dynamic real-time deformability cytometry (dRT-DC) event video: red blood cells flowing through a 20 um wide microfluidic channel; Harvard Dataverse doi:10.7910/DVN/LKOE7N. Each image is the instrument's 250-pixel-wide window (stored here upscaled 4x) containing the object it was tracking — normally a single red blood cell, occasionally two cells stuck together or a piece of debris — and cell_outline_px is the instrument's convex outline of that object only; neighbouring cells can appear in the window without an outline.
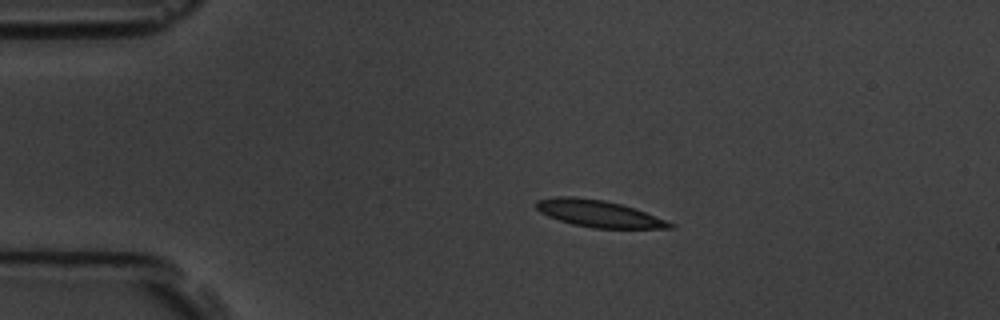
{"species": "common noctule bat (a hibernating species)", "species_latin": "Nyctalus noctula", "temperature_condition": "room temperature", "stored_images_in_passage": 4, "camera_frame_rate_fps": 3000, "um_per_image_px": 0.085, "animal": {"sex": "male", "body_mass_g": 19.5, "forearm_length_mm": 54.6}, "frame": {"image": 1, "passage_image": 2, "time_ms": 1.0, "image_size_px": [1000, 320], "cell_outline_px": [[676, 228], [592, 228], [572, 224], [548, 216], [540, 212], [536, 208], [536, 200], [556, 196], [572, 196], [604, 200], [636, 208], [668, 220], [676, 224]], "centroid_in_image_um": [50.93, 18.16], "position_along_channel_um": 34.1, "area_um2": 21.1}}
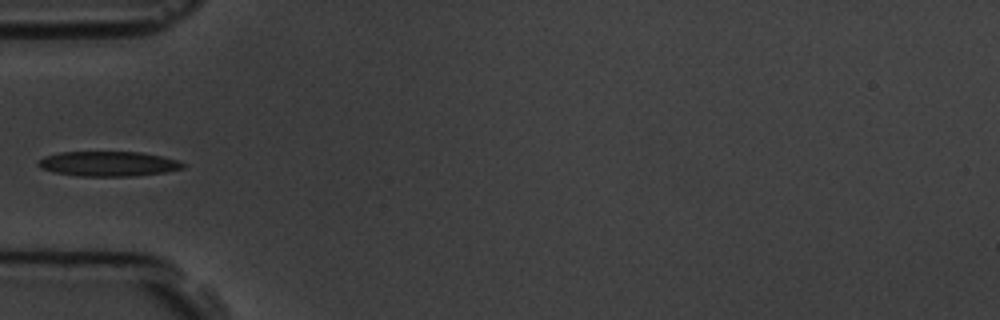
{"frame": {"image": 2, "passage_image": 4, "time_ms": 3.333, "image_size_px": [1000, 320], "cell_outline_px": [[184, 168], [164, 172], [136, 176], [80, 176], [56, 172], [40, 168], [36, 164], [40, 160], [48, 156], [60, 152], [140, 152], [160, 156], [176, 160], [184, 164]], "centroid_in_image_um": [9.21, 13.92], "position_along_channel_um": 75.8, "area_um2": 20.69}}